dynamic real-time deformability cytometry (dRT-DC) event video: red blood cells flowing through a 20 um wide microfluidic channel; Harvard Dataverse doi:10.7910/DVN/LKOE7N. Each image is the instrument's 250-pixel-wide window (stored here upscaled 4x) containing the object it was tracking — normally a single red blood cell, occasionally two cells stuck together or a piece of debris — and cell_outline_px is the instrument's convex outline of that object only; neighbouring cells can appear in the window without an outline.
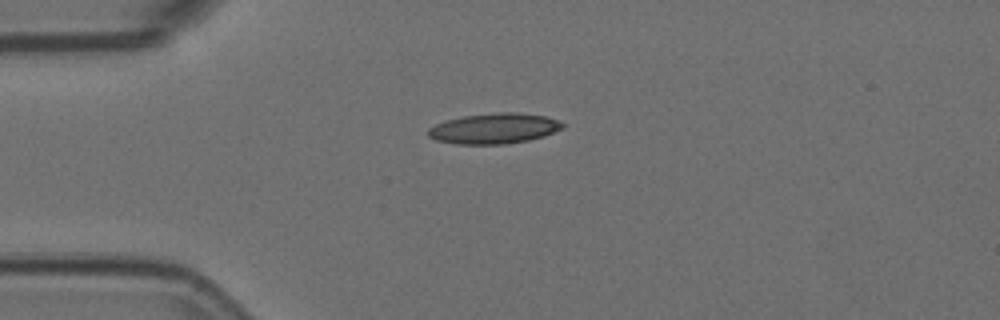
{"species": "Egyptian fruit bat (a non-hibernating species)", "species_latin": "Rousettus aegyptiacus", "temperature_condition": "room temperature", "stored_images_in_passage": 12, "camera_frame_rate_fps": 3000, "um_per_image_px": 0.085, "animal": {"sex": "female"}, "frame": {"image": 1, "passage_image": 1, "time_ms": 0.0, "image_size_px": [1000, 320], "cell_outline_px": [[564, 128], [544, 136], [528, 140], [504, 144], [456, 144], [436, 140], [428, 136], [428, 128], [436, 124], [448, 120], [464, 116], [500, 112], [516, 112], [544, 116], [556, 120], [564, 124]], "centroid_in_image_um": [42.0, 10.93], "position_along_channel_um": 43.0, "area_um2": 23.64}}
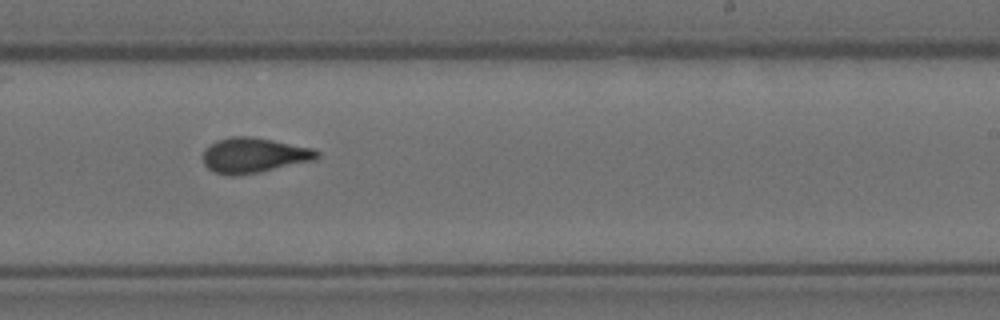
{"frame": {"image": 2, "passage_image": 7, "time_ms": 2.0, "image_size_px": [1000, 320], "cell_outline_px": [[320, 156], [316, 160], [260, 172], [236, 176], [228, 176], [216, 172], [208, 168], [204, 164], [204, 152], [216, 140], [232, 136], [252, 136], [312, 148], [320, 152]], "centroid_in_image_um": [21.62, 13.21], "position_along_channel_um": 267.4, "area_um2": 23.29}}
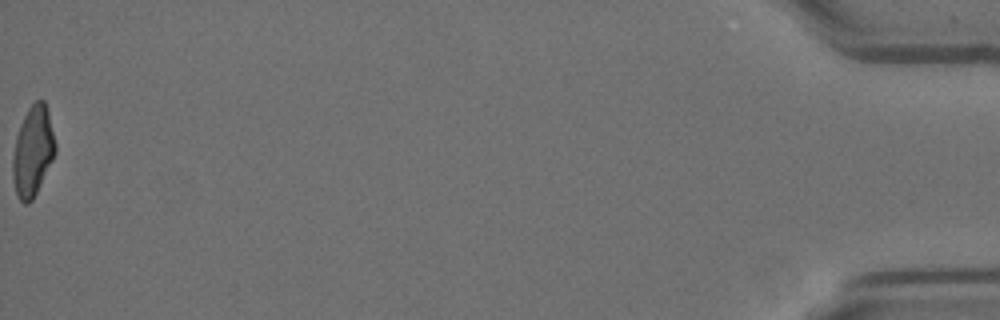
{"frame": {"image": 3, "passage_image": 12, "time_ms": 3.667, "image_size_px": [1000, 320], "cell_outline_px": [[56, 152], [32, 200], [28, 204], [24, 204], [16, 196], [12, 176], [12, 156], [16, 136], [20, 124], [28, 108], [36, 100], [44, 100], [48, 112], [56, 144]], "centroid_in_image_um": [2.77, 12.86], "position_along_channel_um": 432.4, "area_um2": 22.25}}